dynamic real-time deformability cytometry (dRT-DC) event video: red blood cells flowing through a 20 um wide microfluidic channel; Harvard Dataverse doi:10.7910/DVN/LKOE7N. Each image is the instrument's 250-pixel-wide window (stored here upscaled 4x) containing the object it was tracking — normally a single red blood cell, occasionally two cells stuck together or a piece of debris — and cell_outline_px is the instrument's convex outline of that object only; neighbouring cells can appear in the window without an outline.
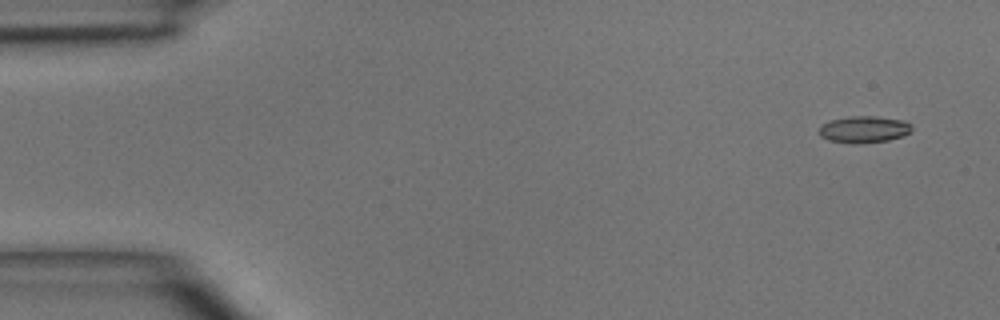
{"species": "common noctule bat (a hibernating species)", "species_latin": "Nyctalus noctula", "temperature_condition": "room temperature", "stored_images_in_passage": 3, "camera_frame_rate_fps": 3000, "um_per_image_px": 0.085, "animal": {"sex": "male", "body_mass_g": 15.6}, "frame": {"image": 1, "passage_image": 1, "time_ms": 0.0, "image_size_px": [1000, 320], "cell_outline_px": [[912, 132], [904, 136], [888, 140], [856, 144], [828, 140], [820, 136], [820, 124], [832, 120], [852, 116], [876, 116], [904, 120], [912, 124]], "centroid_in_image_um": [73.48, 11.0], "position_along_channel_um": 11.5, "area_um2": 14.57}}
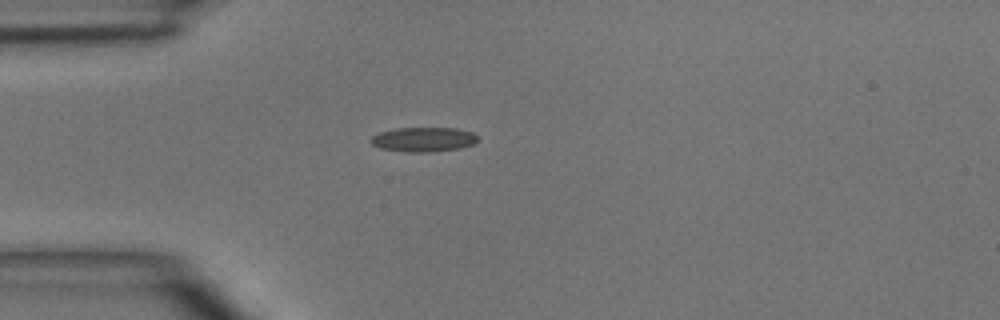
{"frame": {"image": 2, "passage_image": 3, "time_ms": 3.333, "image_size_px": [1000, 320], "cell_outline_px": [[476, 140], [472, 144], [460, 148], [428, 152], [404, 152], [380, 148], [372, 144], [368, 140], [372, 136], [380, 132], [396, 128], [456, 128], [472, 132], [476, 136]], "centroid_in_image_um": [35.94, 11.85], "position_along_channel_um": 49.1, "area_um2": 15.2}}